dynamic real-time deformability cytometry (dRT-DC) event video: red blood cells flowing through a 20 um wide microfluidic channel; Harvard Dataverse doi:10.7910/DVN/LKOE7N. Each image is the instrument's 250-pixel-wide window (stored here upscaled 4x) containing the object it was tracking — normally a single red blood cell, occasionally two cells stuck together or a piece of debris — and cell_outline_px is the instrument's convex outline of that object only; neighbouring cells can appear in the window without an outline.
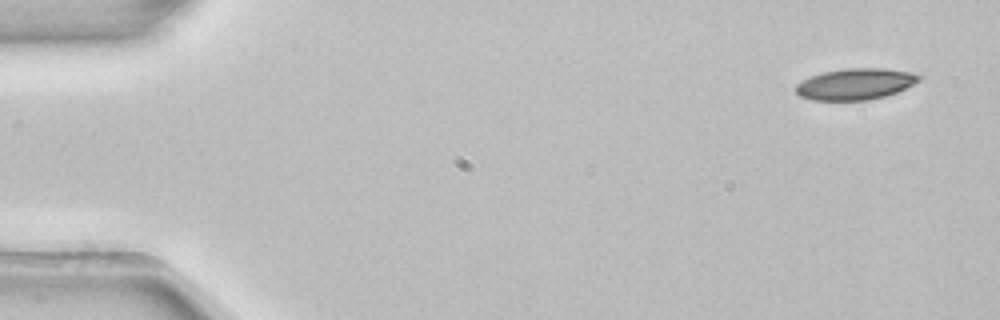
{"species": "common noctule bat (a hibernating species)", "species_latin": "Nyctalus noctula", "temperature_condition": "room temperature", "stored_images_in_passage": 4, "camera_frame_rate_fps": 3000, "um_per_image_px": 0.085, "animal": {"sex": "female", "body_mass_g": 22.7, "forearm_length_mm": 54.2}, "frame": {"image": 1, "passage_image": 1, "time_ms": 0.0, "image_size_px": [1000, 320], "cell_outline_px": [[924, 76], [920, 80], [896, 92], [884, 96], [868, 100], [812, 100], [800, 96], [796, 92], [796, 84], [812, 76], [824, 72], [848, 68], [880, 68], [912, 72]], "centroid_in_image_um": [72.72, 7.14], "position_along_channel_um": 12.3, "area_um2": 22.2}}
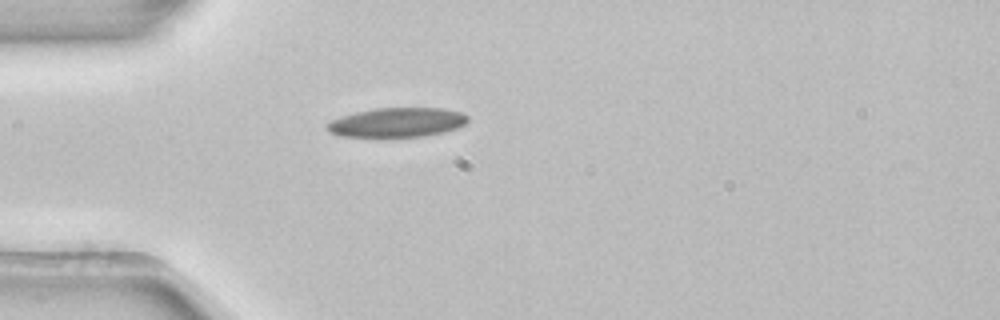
{"frame": {"image": 2, "passage_image": 4, "time_ms": 1.0, "image_size_px": [1000, 320], "cell_outline_px": [[468, 120], [464, 124], [456, 128], [444, 132], [424, 136], [340, 136], [328, 132], [324, 128], [324, 124], [332, 120], [356, 112], [376, 108], [444, 108], [460, 112], [468, 116]], "centroid_in_image_um": [33.73, 10.4], "position_along_channel_um": 51.3, "area_um2": 23.93}}